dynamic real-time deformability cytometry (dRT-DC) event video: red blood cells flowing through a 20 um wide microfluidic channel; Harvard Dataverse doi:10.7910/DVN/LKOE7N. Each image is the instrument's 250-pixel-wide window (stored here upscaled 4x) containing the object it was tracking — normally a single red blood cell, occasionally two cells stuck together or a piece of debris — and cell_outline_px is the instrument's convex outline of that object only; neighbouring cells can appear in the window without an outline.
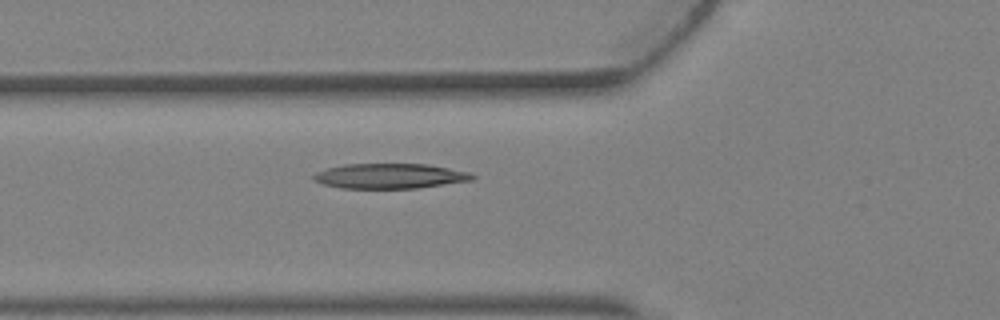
{"species": "Egyptian fruit bat (a non-hibernating species)", "species_latin": "Rousettus aegyptiacus", "temperature_condition": "warm", "stored_images_in_passage": 2, "camera_frame_rate_fps": 3000, "um_per_image_px": 0.085, "animal": {"sex": "female"}, "frame": {"image": 1, "passage_image": 2, "time_ms": 0.333, "image_size_px": [1000, 320], "cell_outline_px": [[476, 176], [472, 180], [420, 188], [340, 188], [324, 184], [312, 180], [312, 176], [316, 172], [328, 168], [344, 164], [428, 164], [472, 172]], "centroid_in_image_um": [33.17, 14.96], "position_along_channel_um": 92.6, "area_um2": 23.29}}